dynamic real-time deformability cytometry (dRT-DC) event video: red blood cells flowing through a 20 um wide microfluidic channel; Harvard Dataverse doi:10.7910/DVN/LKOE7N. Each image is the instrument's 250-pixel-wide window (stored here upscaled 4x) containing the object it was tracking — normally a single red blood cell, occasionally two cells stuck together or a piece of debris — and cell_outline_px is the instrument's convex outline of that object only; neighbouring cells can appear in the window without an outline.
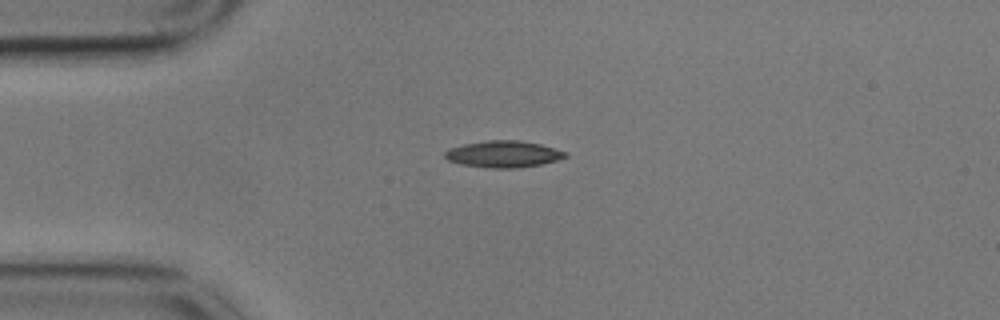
{"species": "common noctule bat (a hibernating species)", "species_latin": "Nyctalus noctula", "temperature_condition": "cold", "stored_images_in_passage": 44, "camera_frame_rate_fps": 3000, "um_per_image_px": 0.085, "animal": {"sex": "male", "body_mass_g": 17.9}, "frame": {"image": 1, "passage_image": 1, "time_ms": 0.0, "image_size_px": [1000, 320], "cell_outline_px": [[568, 156], [556, 160], [540, 164], [516, 168], [488, 168], [460, 164], [448, 160], [444, 156], [444, 152], [448, 148], [464, 144], [488, 140], [520, 140], [540, 144], [568, 152]], "centroid_in_image_um": [42.77, 13.09], "position_along_channel_um": 42.2, "area_um2": 18.73}}
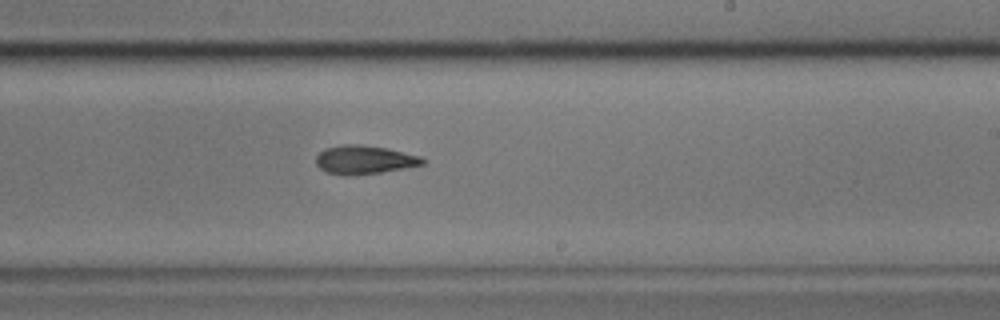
{"frame": {"image": 2, "passage_image": 21, "time_ms": 6.667, "image_size_px": [1000, 320], "cell_outline_px": [[424, 164], [404, 168], [380, 172], [352, 176], [344, 176], [324, 172], [316, 164], [316, 156], [324, 148], [340, 144], [360, 144], [384, 148], [420, 156], [424, 160]], "centroid_in_image_um": [30.89, 13.59], "position_along_channel_um": 258.1, "area_um2": 17.8}}
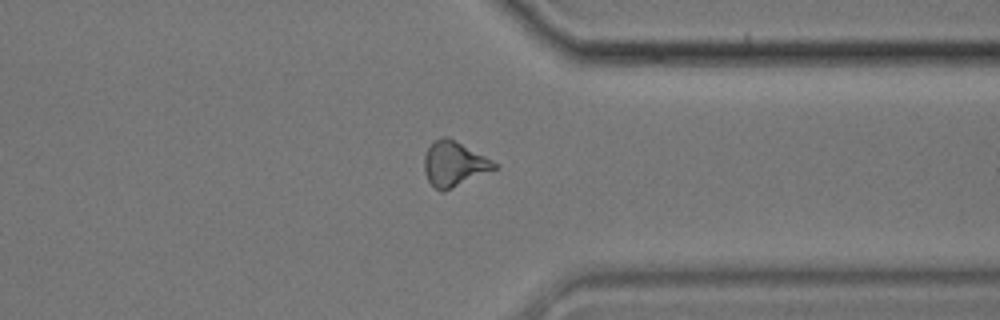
{"frame": {"image": 3, "passage_image": 31, "time_ms": 10.0, "image_size_px": [1000, 320], "cell_outline_px": [[500, 164], [496, 168], [444, 192], [440, 192], [428, 180], [424, 172], [424, 156], [432, 140], [444, 136], [448, 136]], "centroid_in_image_um": [38.58, 13.91], "position_along_channel_um": 372.8, "area_um2": 18.38}, "authors_computed_cell_mechanics": {"area_um2": 18.1203, "velocity_mm_per_s": 3.5369, "shape_relaxation_time_tau1_ms": 3.8681, "shape_relaxation_time_tau2_ms": 9.7841, "deformation_change_tau1": 0.1314, "deformation_change_tau2": 0.1713}}